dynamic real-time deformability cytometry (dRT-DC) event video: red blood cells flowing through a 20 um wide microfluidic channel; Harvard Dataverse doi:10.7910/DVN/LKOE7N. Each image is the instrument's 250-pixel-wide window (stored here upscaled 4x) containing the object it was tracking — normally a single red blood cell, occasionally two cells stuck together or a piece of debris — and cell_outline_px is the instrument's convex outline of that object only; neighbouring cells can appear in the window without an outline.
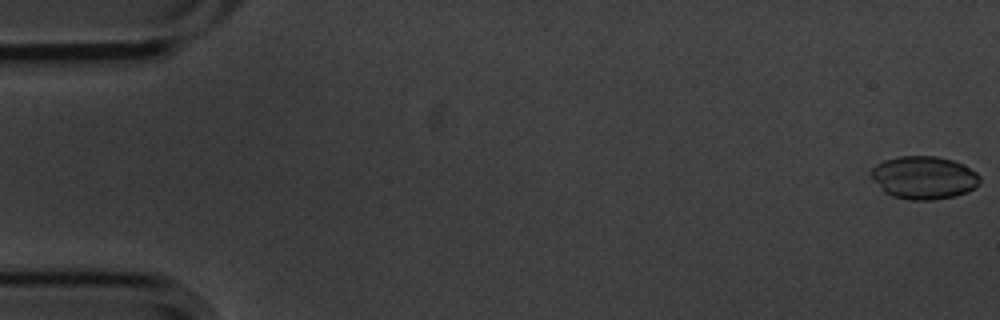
{"species": "common noctule bat (a hibernating species)", "species_latin": "Nyctalus noctula", "temperature_condition": "cold", "stored_images_in_passage": 5, "camera_frame_rate_fps": 3000, "um_per_image_px": 0.085, "animal": {"sex": "male", "body_mass_g": 20.1, "forearm_length_mm": 53.5}, "frame": {"image": 1, "passage_image": 1, "time_ms": 0.0, "image_size_px": [1000, 320], "cell_outline_px": [[980, 184], [976, 188], [968, 192], [956, 196], [932, 200], [912, 200], [892, 196], [884, 192], [872, 180], [868, 172], [876, 164], [884, 160], [900, 156], [936, 156], [952, 160], [976, 172], [980, 176]], "centroid_in_image_um": [78.51, 15.11], "position_along_channel_um": 6.5, "area_um2": 27.46}}